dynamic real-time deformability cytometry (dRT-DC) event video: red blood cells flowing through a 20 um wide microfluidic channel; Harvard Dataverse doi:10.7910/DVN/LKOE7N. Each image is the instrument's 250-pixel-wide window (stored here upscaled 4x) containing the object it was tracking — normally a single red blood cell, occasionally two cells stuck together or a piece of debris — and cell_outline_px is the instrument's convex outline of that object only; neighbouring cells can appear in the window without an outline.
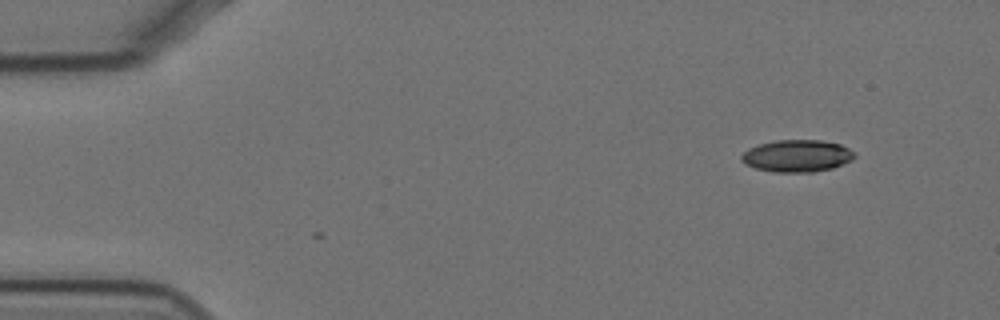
{"species": "Egyptian fruit bat (a non-hibernating species)", "species_latin": "Rousettus aegyptiacus", "temperature_condition": "cold", "stored_images_in_passage": 2, "camera_frame_rate_fps": 3000, "um_per_image_px": 0.085, "animal": {"sex": "female"}, "frame": {"image": 1, "passage_image": 2, "time_ms": 0.333, "image_size_px": [1000, 320], "cell_outline_px": [[856, 156], [852, 160], [832, 168], [812, 172], [772, 172], [756, 168], [744, 164], [740, 160], [740, 156], [748, 148], [760, 144], [776, 140], [820, 140], [840, 144], [848, 148]], "centroid_in_image_um": [67.71, 13.25], "position_along_channel_um": 17.3, "area_um2": 21.15}}